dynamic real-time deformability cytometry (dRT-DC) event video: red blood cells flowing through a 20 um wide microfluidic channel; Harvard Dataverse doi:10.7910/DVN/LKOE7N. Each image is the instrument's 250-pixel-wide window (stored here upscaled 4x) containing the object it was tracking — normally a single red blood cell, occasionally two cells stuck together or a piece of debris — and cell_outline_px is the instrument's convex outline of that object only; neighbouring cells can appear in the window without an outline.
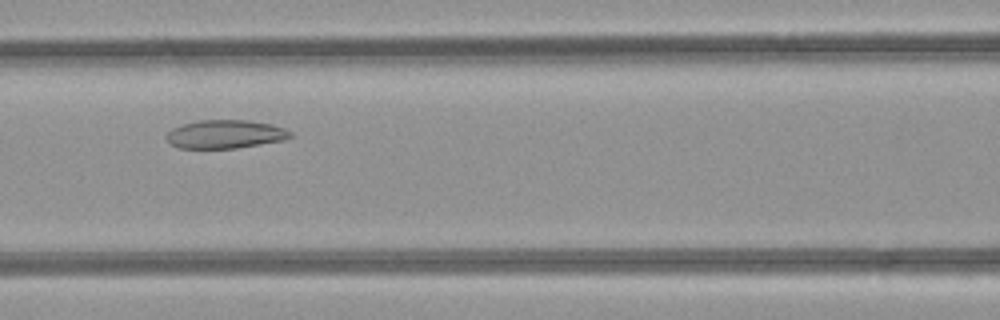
{"species": "common noctule bat (a hibernating species)", "species_latin": "Nyctalus noctula", "temperature_condition": "room temperature", "stored_images_in_passage": 36, "camera_frame_rate_fps": 3000, "um_per_image_px": 0.085, "animal": {"sex": "female", "body_mass_g": 21.9}, "frame": {"image": 1, "passage_image": 9, "time_ms": 2.667, "image_size_px": [1000, 320], "cell_outline_px": [[292, 136], [284, 140], [236, 148], [180, 148], [172, 144], [164, 136], [172, 128], [196, 120], [248, 120], [272, 124], [284, 128], [292, 132]], "centroid_in_image_um": [19.15, 11.4], "position_along_channel_um": 147.4, "area_um2": 20.52}}
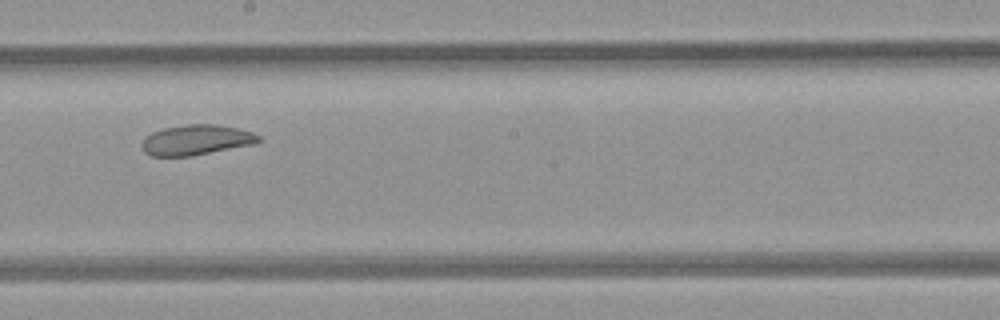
{"frame": {"image": 2, "passage_image": 15, "time_ms": 4.667, "image_size_px": [1000, 320], "cell_outline_px": [[260, 140], [252, 144], [192, 156], [152, 156], [144, 152], [144, 140], [152, 132], [164, 128], [188, 124], [216, 124], [236, 128], [252, 132], [260, 136]], "centroid_in_image_um": [16.69, 11.89], "position_along_channel_um": 231.5, "area_um2": 20.17}}
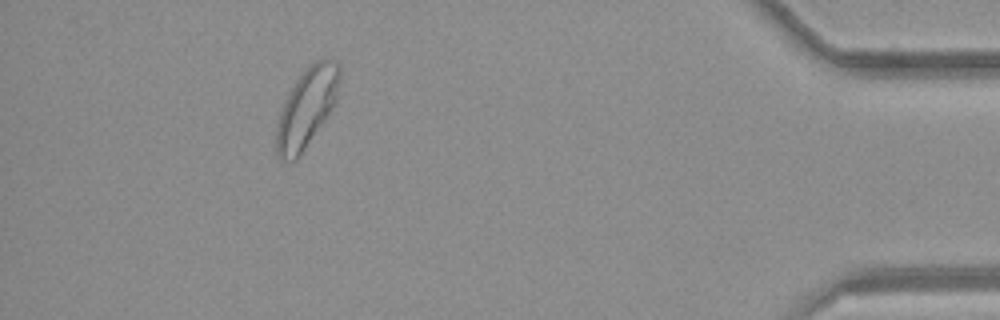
{"frame": {"image": 3, "passage_image": 32, "time_ms": 10.333, "image_size_px": [1000, 320], "cell_outline_px": [[340, 80], [336, 100], [332, 108], [296, 160], [280, 160], [276, 156], [276, 124], [280, 112], [288, 92], [296, 80], [316, 60], [328, 56], [336, 60], [340, 64]], "centroid_in_image_um": [26.07, 9.12], "position_along_channel_um": 409.1, "area_um2": 28.96}, "authors_computed_cell_mechanics": {"area_um2": 22.6287, "velocity_mm_per_s": 4.2173, "shape_relaxation_time_tau1_ms": null, "shape_relaxation_time_tau2_ms": 2.4119, "deformation_change_tau1": null, "deformation_change_tau2": 0.0829}}